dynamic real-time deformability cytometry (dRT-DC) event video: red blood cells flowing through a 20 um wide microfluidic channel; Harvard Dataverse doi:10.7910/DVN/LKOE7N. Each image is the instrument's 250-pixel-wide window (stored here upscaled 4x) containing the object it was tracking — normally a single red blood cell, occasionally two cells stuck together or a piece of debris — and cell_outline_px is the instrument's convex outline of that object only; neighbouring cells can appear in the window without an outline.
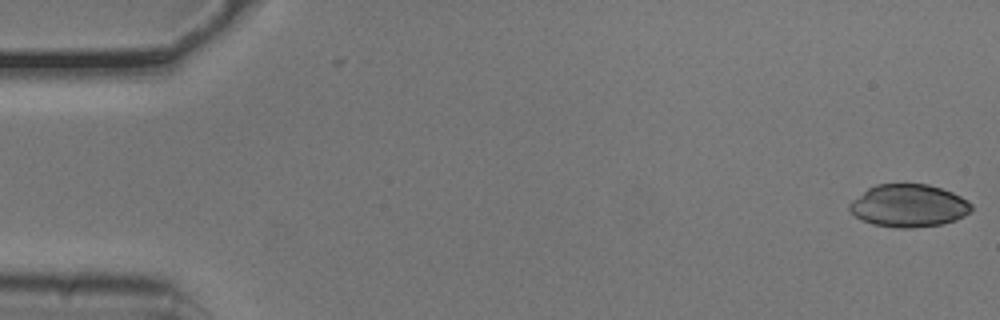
{"species": "common noctule bat (a hibernating species)", "species_latin": "Nyctalus noctula", "temperature_condition": "cold", "stored_images_in_passage": 3, "camera_frame_rate_fps": 3000, "um_per_image_px": 0.085, "animal": {"sex": "male", "body_mass_g": 20.5, "forearm_length_mm": 52.5}, "frame": {"image": 1, "passage_image": 3, "time_ms": 0.667, "image_size_px": [1000, 320], "cell_outline_px": [[972, 208], [964, 216], [956, 220], [940, 224], [912, 228], [896, 228], [872, 224], [856, 216], [848, 208], [848, 204], [852, 200], [868, 188], [876, 184], [928, 184], [952, 192], [968, 200], [972, 204]], "centroid_in_image_um": [77.24, 17.48], "position_along_channel_um": 7.8, "area_um2": 30.23}}